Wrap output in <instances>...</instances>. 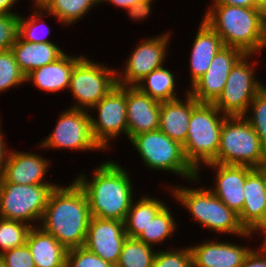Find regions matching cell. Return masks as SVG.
Masks as SVG:
<instances>
[{
	"label": "cell",
	"instance_id": "obj_1",
	"mask_svg": "<svg viewBox=\"0 0 266 267\" xmlns=\"http://www.w3.org/2000/svg\"><path fill=\"white\" fill-rule=\"evenodd\" d=\"M91 218L87 196L74 180L51 192L39 225L67 250L84 245Z\"/></svg>",
	"mask_w": 266,
	"mask_h": 267
},
{
	"label": "cell",
	"instance_id": "obj_2",
	"mask_svg": "<svg viewBox=\"0 0 266 267\" xmlns=\"http://www.w3.org/2000/svg\"><path fill=\"white\" fill-rule=\"evenodd\" d=\"M93 171L91 179L83 173L74 179L87 196L91 216L124 222L134 201L130 174L113 160L101 163Z\"/></svg>",
	"mask_w": 266,
	"mask_h": 267
},
{
	"label": "cell",
	"instance_id": "obj_3",
	"mask_svg": "<svg viewBox=\"0 0 266 267\" xmlns=\"http://www.w3.org/2000/svg\"><path fill=\"white\" fill-rule=\"evenodd\" d=\"M202 17L224 46L254 55L266 47V14L258 8L211 4Z\"/></svg>",
	"mask_w": 266,
	"mask_h": 267
},
{
	"label": "cell",
	"instance_id": "obj_4",
	"mask_svg": "<svg viewBox=\"0 0 266 267\" xmlns=\"http://www.w3.org/2000/svg\"><path fill=\"white\" fill-rule=\"evenodd\" d=\"M172 186L171 193L184 209L201 227L222 234H232L247 239L252 238L253 232H247L239 221L238 214L228 208L209 188H189Z\"/></svg>",
	"mask_w": 266,
	"mask_h": 267
},
{
	"label": "cell",
	"instance_id": "obj_5",
	"mask_svg": "<svg viewBox=\"0 0 266 267\" xmlns=\"http://www.w3.org/2000/svg\"><path fill=\"white\" fill-rule=\"evenodd\" d=\"M227 165L266 167V150L244 116H226L217 156L211 161Z\"/></svg>",
	"mask_w": 266,
	"mask_h": 267
},
{
	"label": "cell",
	"instance_id": "obj_6",
	"mask_svg": "<svg viewBox=\"0 0 266 267\" xmlns=\"http://www.w3.org/2000/svg\"><path fill=\"white\" fill-rule=\"evenodd\" d=\"M225 117L214 104L199 103L192 110L183 149L199 176L202 164L210 163L217 156Z\"/></svg>",
	"mask_w": 266,
	"mask_h": 267
},
{
	"label": "cell",
	"instance_id": "obj_7",
	"mask_svg": "<svg viewBox=\"0 0 266 267\" xmlns=\"http://www.w3.org/2000/svg\"><path fill=\"white\" fill-rule=\"evenodd\" d=\"M129 141L147 168L168 171L195 184L201 179L186 159L183 146L161 130L135 135Z\"/></svg>",
	"mask_w": 266,
	"mask_h": 267
},
{
	"label": "cell",
	"instance_id": "obj_8",
	"mask_svg": "<svg viewBox=\"0 0 266 267\" xmlns=\"http://www.w3.org/2000/svg\"><path fill=\"white\" fill-rule=\"evenodd\" d=\"M58 184L18 185L0 182V217L33 227L39 223L49 196Z\"/></svg>",
	"mask_w": 266,
	"mask_h": 267
},
{
	"label": "cell",
	"instance_id": "obj_9",
	"mask_svg": "<svg viewBox=\"0 0 266 267\" xmlns=\"http://www.w3.org/2000/svg\"><path fill=\"white\" fill-rule=\"evenodd\" d=\"M116 69L84 57L74 66L68 87L75 103L70 108L91 110L117 85ZM77 101V102H76Z\"/></svg>",
	"mask_w": 266,
	"mask_h": 267
},
{
	"label": "cell",
	"instance_id": "obj_10",
	"mask_svg": "<svg viewBox=\"0 0 266 267\" xmlns=\"http://www.w3.org/2000/svg\"><path fill=\"white\" fill-rule=\"evenodd\" d=\"M254 54H245L231 69L226 85L215 107L226 116H244L258 92L265 86L255 73L254 64L250 62Z\"/></svg>",
	"mask_w": 266,
	"mask_h": 267
},
{
	"label": "cell",
	"instance_id": "obj_11",
	"mask_svg": "<svg viewBox=\"0 0 266 267\" xmlns=\"http://www.w3.org/2000/svg\"><path fill=\"white\" fill-rule=\"evenodd\" d=\"M83 109L70 108L61 112L52 132L40 141L43 149H71L76 151H100L95 142L90 124V112ZM61 148V149H60Z\"/></svg>",
	"mask_w": 266,
	"mask_h": 267
},
{
	"label": "cell",
	"instance_id": "obj_12",
	"mask_svg": "<svg viewBox=\"0 0 266 267\" xmlns=\"http://www.w3.org/2000/svg\"><path fill=\"white\" fill-rule=\"evenodd\" d=\"M91 109L98 113L96 118L90 114L92 136L103 152L111 147L114 138L121 134L127 137L126 86H114Z\"/></svg>",
	"mask_w": 266,
	"mask_h": 267
},
{
	"label": "cell",
	"instance_id": "obj_13",
	"mask_svg": "<svg viewBox=\"0 0 266 267\" xmlns=\"http://www.w3.org/2000/svg\"><path fill=\"white\" fill-rule=\"evenodd\" d=\"M171 31L138 43L125 61L123 72L116 71L117 85L136 86L155 69L165 66Z\"/></svg>",
	"mask_w": 266,
	"mask_h": 267
},
{
	"label": "cell",
	"instance_id": "obj_14",
	"mask_svg": "<svg viewBox=\"0 0 266 267\" xmlns=\"http://www.w3.org/2000/svg\"><path fill=\"white\" fill-rule=\"evenodd\" d=\"M244 55L239 48L224 46L214 56L207 72L187 91L199 103L214 104L224 90L231 69Z\"/></svg>",
	"mask_w": 266,
	"mask_h": 267
},
{
	"label": "cell",
	"instance_id": "obj_15",
	"mask_svg": "<svg viewBox=\"0 0 266 267\" xmlns=\"http://www.w3.org/2000/svg\"><path fill=\"white\" fill-rule=\"evenodd\" d=\"M127 237L123 221L91 216L83 246L116 266Z\"/></svg>",
	"mask_w": 266,
	"mask_h": 267
},
{
	"label": "cell",
	"instance_id": "obj_16",
	"mask_svg": "<svg viewBox=\"0 0 266 267\" xmlns=\"http://www.w3.org/2000/svg\"><path fill=\"white\" fill-rule=\"evenodd\" d=\"M205 167L212 168L216 172L215 187L209 190L217 196L228 208L237 214L242 211L244 205V183L247 175L254 169L244 165H227L219 163H206Z\"/></svg>",
	"mask_w": 266,
	"mask_h": 267
},
{
	"label": "cell",
	"instance_id": "obj_17",
	"mask_svg": "<svg viewBox=\"0 0 266 267\" xmlns=\"http://www.w3.org/2000/svg\"><path fill=\"white\" fill-rule=\"evenodd\" d=\"M161 102L142 93L136 86H126L128 141L135 135L159 129Z\"/></svg>",
	"mask_w": 266,
	"mask_h": 267
},
{
	"label": "cell",
	"instance_id": "obj_18",
	"mask_svg": "<svg viewBox=\"0 0 266 267\" xmlns=\"http://www.w3.org/2000/svg\"><path fill=\"white\" fill-rule=\"evenodd\" d=\"M49 165L50 160L38 153L12 149L9 151L0 182H11L18 185L52 184L53 182H46L45 179V175L50 169Z\"/></svg>",
	"mask_w": 266,
	"mask_h": 267
},
{
	"label": "cell",
	"instance_id": "obj_19",
	"mask_svg": "<svg viewBox=\"0 0 266 267\" xmlns=\"http://www.w3.org/2000/svg\"><path fill=\"white\" fill-rule=\"evenodd\" d=\"M205 239L190 246L193 267H239L252 248L237 243Z\"/></svg>",
	"mask_w": 266,
	"mask_h": 267
},
{
	"label": "cell",
	"instance_id": "obj_20",
	"mask_svg": "<svg viewBox=\"0 0 266 267\" xmlns=\"http://www.w3.org/2000/svg\"><path fill=\"white\" fill-rule=\"evenodd\" d=\"M265 167L254 168L244 183V205L238 214L247 232H254L266 221Z\"/></svg>",
	"mask_w": 266,
	"mask_h": 267
},
{
	"label": "cell",
	"instance_id": "obj_21",
	"mask_svg": "<svg viewBox=\"0 0 266 267\" xmlns=\"http://www.w3.org/2000/svg\"><path fill=\"white\" fill-rule=\"evenodd\" d=\"M184 96V100L177 98L161 102L159 119V130L182 146L187 139L192 110L199 104L188 91Z\"/></svg>",
	"mask_w": 266,
	"mask_h": 267
},
{
	"label": "cell",
	"instance_id": "obj_22",
	"mask_svg": "<svg viewBox=\"0 0 266 267\" xmlns=\"http://www.w3.org/2000/svg\"><path fill=\"white\" fill-rule=\"evenodd\" d=\"M82 55H67L64 53L54 62L35 69L25 76L26 83H33L35 88L43 92L57 93L68 90L74 66L83 58Z\"/></svg>",
	"mask_w": 266,
	"mask_h": 267
},
{
	"label": "cell",
	"instance_id": "obj_23",
	"mask_svg": "<svg viewBox=\"0 0 266 267\" xmlns=\"http://www.w3.org/2000/svg\"><path fill=\"white\" fill-rule=\"evenodd\" d=\"M190 52L191 86L207 72L214 56L224 47L220 36L201 18Z\"/></svg>",
	"mask_w": 266,
	"mask_h": 267
},
{
	"label": "cell",
	"instance_id": "obj_24",
	"mask_svg": "<svg viewBox=\"0 0 266 267\" xmlns=\"http://www.w3.org/2000/svg\"><path fill=\"white\" fill-rule=\"evenodd\" d=\"M26 244L35 267H65L67 249L50 233L33 226L27 235Z\"/></svg>",
	"mask_w": 266,
	"mask_h": 267
},
{
	"label": "cell",
	"instance_id": "obj_25",
	"mask_svg": "<svg viewBox=\"0 0 266 267\" xmlns=\"http://www.w3.org/2000/svg\"><path fill=\"white\" fill-rule=\"evenodd\" d=\"M11 50L25 76L35 69L54 62L65 53L57 43H31L23 40L19 35Z\"/></svg>",
	"mask_w": 266,
	"mask_h": 267
},
{
	"label": "cell",
	"instance_id": "obj_26",
	"mask_svg": "<svg viewBox=\"0 0 266 267\" xmlns=\"http://www.w3.org/2000/svg\"><path fill=\"white\" fill-rule=\"evenodd\" d=\"M166 205L160 199L143 195L138 201L134 200L124 220L126 235L138 238L147 228L156 214Z\"/></svg>",
	"mask_w": 266,
	"mask_h": 267
},
{
	"label": "cell",
	"instance_id": "obj_27",
	"mask_svg": "<svg viewBox=\"0 0 266 267\" xmlns=\"http://www.w3.org/2000/svg\"><path fill=\"white\" fill-rule=\"evenodd\" d=\"M175 76L171 70L159 67L148 74L136 87L151 98L159 101H169L179 98L176 95Z\"/></svg>",
	"mask_w": 266,
	"mask_h": 267
},
{
	"label": "cell",
	"instance_id": "obj_28",
	"mask_svg": "<svg viewBox=\"0 0 266 267\" xmlns=\"http://www.w3.org/2000/svg\"><path fill=\"white\" fill-rule=\"evenodd\" d=\"M100 0H49L43 7L48 12V16L52 15L58 23L67 25H75L76 22L94 9V6L100 4Z\"/></svg>",
	"mask_w": 266,
	"mask_h": 267
},
{
	"label": "cell",
	"instance_id": "obj_29",
	"mask_svg": "<svg viewBox=\"0 0 266 267\" xmlns=\"http://www.w3.org/2000/svg\"><path fill=\"white\" fill-rule=\"evenodd\" d=\"M165 205L152 219L147 228L140 234L137 238L138 240L144 242L147 245L154 247L163 243L167 238L172 237L177 229V222L173 217L171 208ZM170 236V237H169Z\"/></svg>",
	"mask_w": 266,
	"mask_h": 267
},
{
	"label": "cell",
	"instance_id": "obj_30",
	"mask_svg": "<svg viewBox=\"0 0 266 267\" xmlns=\"http://www.w3.org/2000/svg\"><path fill=\"white\" fill-rule=\"evenodd\" d=\"M137 238L127 237L115 267H153L157 250Z\"/></svg>",
	"mask_w": 266,
	"mask_h": 267
},
{
	"label": "cell",
	"instance_id": "obj_31",
	"mask_svg": "<svg viewBox=\"0 0 266 267\" xmlns=\"http://www.w3.org/2000/svg\"><path fill=\"white\" fill-rule=\"evenodd\" d=\"M46 15H48V12H44V9L42 7H34L32 14L27 18L20 15L19 36L23 40L31 43L52 42L47 38V36H49L52 31L50 27L42 21V17Z\"/></svg>",
	"mask_w": 266,
	"mask_h": 267
},
{
	"label": "cell",
	"instance_id": "obj_32",
	"mask_svg": "<svg viewBox=\"0 0 266 267\" xmlns=\"http://www.w3.org/2000/svg\"><path fill=\"white\" fill-rule=\"evenodd\" d=\"M30 229L31 226L24 222L0 217V255L24 245Z\"/></svg>",
	"mask_w": 266,
	"mask_h": 267
},
{
	"label": "cell",
	"instance_id": "obj_33",
	"mask_svg": "<svg viewBox=\"0 0 266 267\" xmlns=\"http://www.w3.org/2000/svg\"><path fill=\"white\" fill-rule=\"evenodd\" d=\"M26 83L11 49L0 51V93Z\"/></svg>",
	"mask_w": 266,
	"mask_h": 267
},
{
	"label": "cell",
	"instance_id": "obj_34",
	"mask_svg": "<svg viewBox=\"0 0 266 267\" xmlns=\"http://www.w3.org/2000/svg\"><path fill=\"white\" fill-rule=\"evenodd\" d=\"M249 112L252 113V115H250ZM244 117L259 136V139L266 150V85L258 92L250 103L248 111Z\"/></svg>",
	"mask_w": 266,
	"mask_h": 267
},
{
	"label": "cell",
	"instance_id": "obj_35",
	"mask_svg": "<svg viewBox=\"0 0 266 267\" xmlns=\"http://www.w3.org/2000/svg\"><path fill=\"white\" fill-rule=\"evenodd\" d=\"M160 250L155 254L153 267H193L190 247Z\"/></svg>",
	"mask_w": 266,
	"mask_h": 267
},
{
	"label": "cell",
	"instance_id": "obj_36",
	"mask_svg": "<svg viewBox=\"0 0 266 267\" xmlns=\"http://www.w3.org/2000/svg\"><path fill=\"white\" fill-rule=\"evenodd\" d=\"M65 267H115L81 246L67 251Z\"/></svg>",
	"mask_w": 266,
	"mask_h": 267
},
{
	"label": "cell",
	"instance_id": "obj_37",
	"mask_svg": "<svg viewBox=\"0 0 266 267\" xmlns=\"http://www.w3.org/2000/svg\"><path fill=\"white\" fill-rule=\"evenodd\" d=\"M20 14H0V51L11 49L19 35Z\"/></svg>",
	"mask_w": 266,
	"mask_h": 267
},
{
	"label": "cell",
	"instance_id": "obj_38",
	"mask_svg": "<svg viewBox=\"0 0 266 267\" xmlns=\"http://www.w3.org/2000/svg\"><path fill=\"white\" fill-rule=\"evenodd\" d=\"M0 257L6 267H35L33 257L26 243L3 252Z\"/></svg>",
	"mask_w": 266,
	"mask_h": 267
},
{
	"label": "cell",
	"instance_id": "obj_39",
	"mask_svg": "<svg viewBox=\"0 0 266 267\" xmlns=\"http://www.w3.org/2000/svg\"><path fill=\"white\" fill-rule=\"evenodd\" d=\"M154 0H142L135 3L129 9H127L128 16L134 21H142L149 17V14L152 10V3ZM147 17V18H146Z\"/></svg>",
	"mask_w": 266,
	"mask_h": 267
},
{
	"label": "cell",
	"instance_id": "obj_40",
	"mask_svg": "<svg viewBox=\"0 0 266 267\" xmlns=\"http://www.w3.org/2000/svg\"><path fill=\"white\" fill-rule=\"evenodd\" d=\"M239 267H266V256L259 248H252Z\"/></svg>",
	"mask_w": 266,
	"mask_h": 267
},
{
	"label": "cell",
	"instance_id": "obj_41",
	"mask_svg": "<svg viewBox=\"0 0 266 267\" xmlns=\"http://www.w3.org/2000/svg\"><path fill=\"white\" fill-rule=\"evenodd\" d=\"M1 124V118H0V178L3 176L4 167L6 164V160L9 154L10 149L5 145L6 141L4 139V135ZM2 130V131H1Z\"/></svg>",
	"mask_w": 266,
	"mask_h": 267
},
{
	"label": "cell",
	"instance_id": "obj_42",
	"mask_svg": "<svg viewBox=\"0 0 266 267\" xmlns=\"http://www.w3.org/2000/svg\"><path fill=\"white\" fill-rule=\"evenodd\" d=\"M211 4H225L244 8H255V0H212Z\"/></svg>",
	"mask_w": 266,
	"mask_h": 267
},
{
	"label": "cell",
	"instance_id": "obj_43",
	"mask_svg": "<svg viewBox=\"0 0 266 267\" xmlns=\"http://www.w3.org/2000/svg\"><path fill=\"white\" fill-rule=\"evenodd\" d=\"M101 3H110L112 5H115L116 7L129 9L131 6H133L135 3L142 1V0H100ZM108 1V2H107Z\"/></svg>",
	"mask_w": 266,
	"mask_h": 267
},
{
	"label": "cell",
	"instance_id": "obj_44",
	"mask_svg": "<svg viewBox=\"0 0 266 267\" xmlns=\"http://www.w3.org/2000/svg\"><path fill=\"white\" fill-rule=\"evenodd\" d=\"M19 0H0V14H17L11 11Z\"/></svg>",
	"mask_w": 266,
	"mask_h": 267
},
{
	"label": "cell",
	"instance_id": "obj_45",
	"mask_svg": "<svg viewBox=\"0 0 266 267\" xmlns=\"http://www.w3.org/2000/svg\"><path fill=\"white\" fill-rule=\"evenodd\" d=\"M255 8L262 10L266 14V0H255Z\"/></svg>",
	"mask_w": 266,
	"mask_h": 267
},
{
	"label": "cell",
	"instance_id": "obj_46",
	"mask_svg": "<svg viewBox=\"0 0 266 267\" xmlns=\"http://www.w3.org/2000/svg\"><path fill=\"white\" fill-rule=\"evenodd\" d=\"M259 233V236L262 235L263 236H266V221L258 228L256 229L253 234H257L258 235ZM263 233V234H262Z\"/></svg>",
	"mask_w": 266,
	"mask_h": 267
},
{
	"label": "cell",
	"instance_id": "obj_47",
	"mask_svg": "<svg viewBox=\"0 0 266 267\" xmlns=\"http://www.w3.org/2000/svg\"><path fill=\"white\" fill-rule=\"evenodd\" d=\"M49 0H33V3H34V7H44L47 3H48Z\"/></svg>",
	"mask_w": 266,
	"mask_h": 267
},
{
	"label": "cell",
	"instance_id": "obj_48",
	"mask_svg": "<svg viewBox=\"0 0 266 267\" xmlns=\"http://www.w3.org/2000/svg\"><path fill=\"white\" fill-rule=\"evenodd\" d=\"M263 243L259 246V250L266 256V236L263 237Z\"/></svg>",
	"mask_w": 266,
	"mask_h": 267
},
{
	"label": "cell",
	"instance_id": "obj_49",
	"mask_svg": "<svg viewBox=\"0 0 266 267\" xmlns=\"http://www.w3.org/2000/svg\"><path fill=\"white\" fill-rule=\"evenodd\" d=\"M0 267H6V265L4 264V261L1 257H0Z\"/></svg>",
	"mask_w": 266,
	"mask_h": 267
},
{
	"label": "cell",
	"instance_id": "obj_50",
	"mask_svg": "<svg viewBox=\"0 0 266 267\" xmlns=\"http://www.w3.org/2000/svg\"><path fill=\"white\" fill-rule=\"evenodd\" d=\"M265 198H266V167H265Z\"/></svg>",
	"mask_w": 266,
	"mask_h": 267
}]
</instances>
